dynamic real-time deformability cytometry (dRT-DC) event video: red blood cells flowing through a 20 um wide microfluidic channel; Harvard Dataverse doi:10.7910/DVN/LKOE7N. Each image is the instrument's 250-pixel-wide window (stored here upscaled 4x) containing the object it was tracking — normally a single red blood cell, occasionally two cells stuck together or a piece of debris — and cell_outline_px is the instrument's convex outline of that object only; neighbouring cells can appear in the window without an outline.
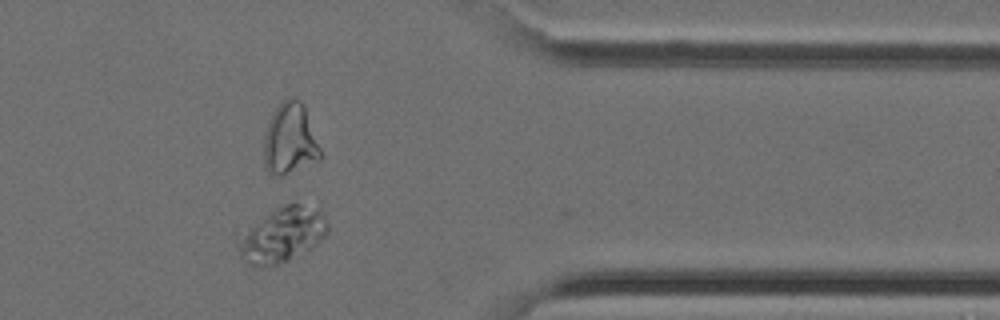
{"species": "Egyptian fruit bat (a non-hibernating species)", "species_latin": "Rousettus aegyptiacus", "temperature_condition": "cold", "stored_images_in_passage": 28, "camera_frame_rate_fps": 3000, "um_per_image_px": 0.085, "animal": {"sex": "female"}, "frame": {"image": 1, "passage_image": 23, "time_ms": 7.333, "image_size_px": [1000, 320], "cell_outline_px": [[328, 232], [312, 248], [280, 264], [264, 268], [256, 268], [244, 264], [240, 256], [240, 248], [248, 228], [276, 208], [288, 204], [300, 204], [320, 208], [328, 224]], "centroid_in_image_um": [24.05, 20.01], "position_along_channel_um": 387.3, "area_um2": 28.09}}